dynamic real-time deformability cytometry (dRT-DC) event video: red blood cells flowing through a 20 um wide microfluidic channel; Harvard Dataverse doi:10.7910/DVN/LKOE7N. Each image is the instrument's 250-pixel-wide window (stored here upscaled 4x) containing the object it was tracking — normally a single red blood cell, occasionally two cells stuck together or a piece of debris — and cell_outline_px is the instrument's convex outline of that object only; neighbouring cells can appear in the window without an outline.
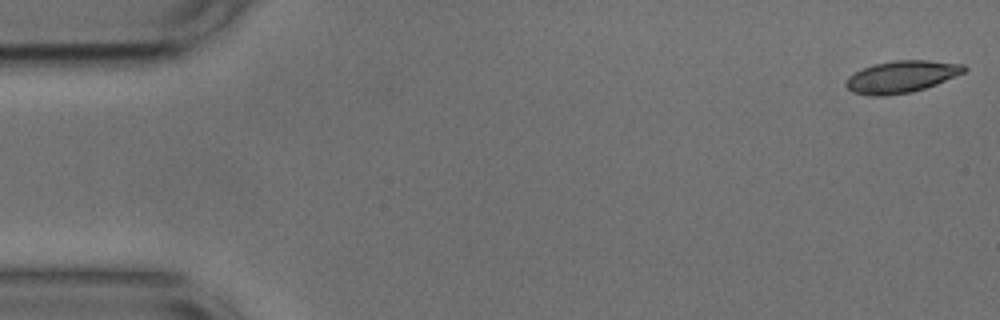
{"species": "common noctule bat (a hibernating species)", "species_latin": "Nyctalus noctula", "temperature_condition": "cold", "stored_images_in_passage": 53, "camera_frame_rate_fps": 3000, "um_per_image_px": 0.085, "animal": {"sex": "male", "body_mass_g": 17.9, "forearm_length_mm": 54.2}, "frame": {"image": 1, "passage_image": 1, "time_ms": 0.0, "image_size_px": [1000, 320], "cell_outline_px": [[968, 68], [964, 72], [936, 84], [912, 92], [884, 96], [872, 96], [852, 92], [844, 84], [848, 76], [864, 68], [876, 64], [896, 60], [928, 60], [964, 64]], "centroid_in_image_um": [76.62, 6.52], "position_along_channel_um": 8.4, "area_um2": 21.85}}
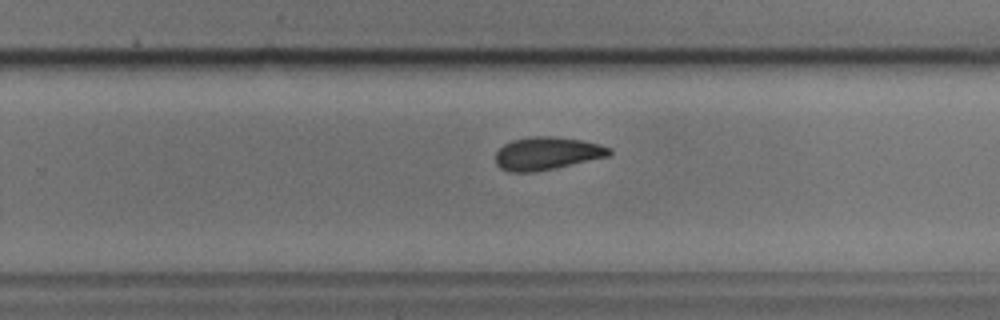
{"frame": {"image": 2, "passage_image": 33, "time_ms": 10.667, "image_size_px": [1000, 320], "cell_outline_px": [[612, 152], [608, 156], [536, 172], [508, 172], [500, 168], [496, 164], [496, 152], [504, 144], [512, 140], [532, 136], [552, 136], [580, 140], [600, 144], [612, 148]], "centroid_in_image_um": [46.47, 13.04], "position_along_channel_um": 283.3, "area_um2": 21.73}}
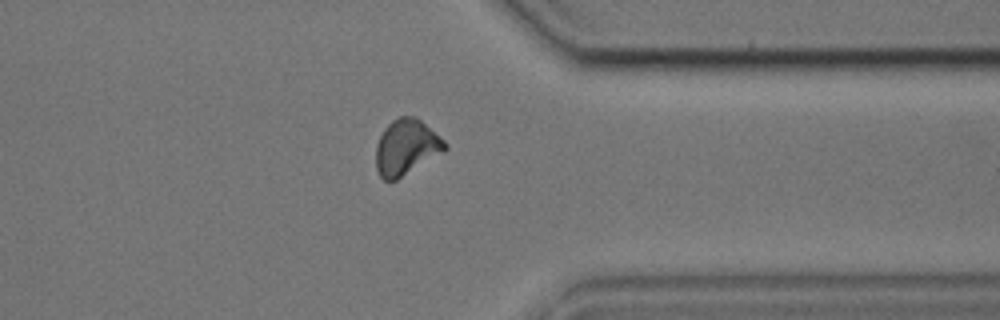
{"frame": {"image": 3, "passage_image": 41, "time_ms": 13.333, "image_size_px": [1000, 320], "cell_outline_px": [[448, 148], [444, 152], [396, 180], [384, 180], [380, 176], [376, 168], [376, 144], [384, 128], [392, 120], [400, 116], [416, 116], [444, 140], [448, 144]], "centroid_in_image_um": [34.54, 12.51], "position_along_channel_um": 376.9, "area_um2": 22.37}, "authors_computed_cell_mechanics": {"area_um2": 21.8484, "velocity_mm_per_s": 3.7464, "shape_relaxation_time_tau1_ms": 3.8097, "shape_relaxation_time_tau2_ms": 3.7762, "deformation_change_tau1": 0.1118, "deformation_change_tau2": 0.092}}